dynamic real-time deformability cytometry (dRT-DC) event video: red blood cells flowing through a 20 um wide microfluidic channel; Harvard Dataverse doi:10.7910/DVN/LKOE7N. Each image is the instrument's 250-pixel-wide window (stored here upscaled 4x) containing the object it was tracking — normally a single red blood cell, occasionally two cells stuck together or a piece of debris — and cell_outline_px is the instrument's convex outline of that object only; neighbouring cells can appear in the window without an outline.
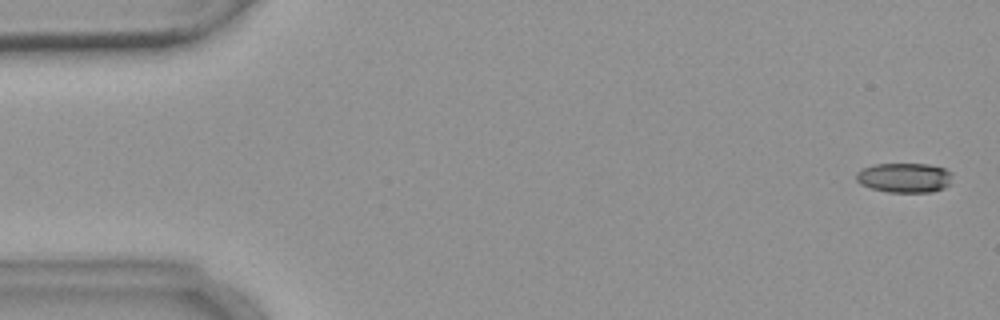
{"species": "common noctule bat (a hibernating species)", "species_latin": "Nyctalus noctula", "temperature_condition": "warm", "stored_images_in_passage": 5, "camera_frame_rate_fps": 3000, "um_per_image_px": 0.085, "animal": {"sex": "female", "body_mass_g": 18.4}, "frame": {"image": 1, "passage_image": 1, "time_ms": 0.0, "image_size_px": [1000, 320], "cell_outline_px": [[952, 184], [944, 188], [932, 192], [888, 192], [872, 188], [860, 184], [856, 180], [856, 172], [860, 168], [872, 164], [928, 164], [944, 168], [952, 172]], "centroid_in_image_um": [76.89, 15.1], "position_along_channel_um": 8.1, "area_um2": 16.94}}